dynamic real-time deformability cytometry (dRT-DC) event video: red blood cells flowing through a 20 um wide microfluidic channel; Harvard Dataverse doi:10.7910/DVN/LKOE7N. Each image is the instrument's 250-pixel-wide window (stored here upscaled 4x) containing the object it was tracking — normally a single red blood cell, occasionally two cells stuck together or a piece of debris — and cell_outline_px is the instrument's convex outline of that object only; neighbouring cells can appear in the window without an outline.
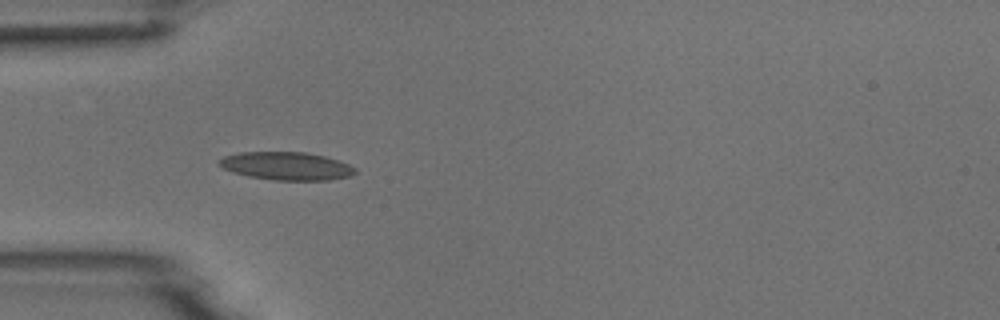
{"species": "common noctule bat (a hibernating species)", "species_latin": "Nyctalus noctula", "temperature_condition": "room temperature", "stored_images_in_passage": 5, "camera_frame_rate_fps": 3000, "um_per_image_px": 0.085, "animal": {"sex": "male", "body_mass_g": 18.8}, "frame": {"image": 1, "passage_image": 4, "time_ms": 3.667, "image_size_px": [1000, 320], "cell_outline_px": [[356, 172], [352, 176], [328, 180], [272, 180], [248, 176], [232, 172], [224, 168], [216, 160], [224, 156], [240, 152], [304, 152], [324, 156], [348, 164], [356, 168]], "centroid_in_image_um": [24.34, 14.11], "position_along_channel_um": 60.7, "area_um2": 22.2}}